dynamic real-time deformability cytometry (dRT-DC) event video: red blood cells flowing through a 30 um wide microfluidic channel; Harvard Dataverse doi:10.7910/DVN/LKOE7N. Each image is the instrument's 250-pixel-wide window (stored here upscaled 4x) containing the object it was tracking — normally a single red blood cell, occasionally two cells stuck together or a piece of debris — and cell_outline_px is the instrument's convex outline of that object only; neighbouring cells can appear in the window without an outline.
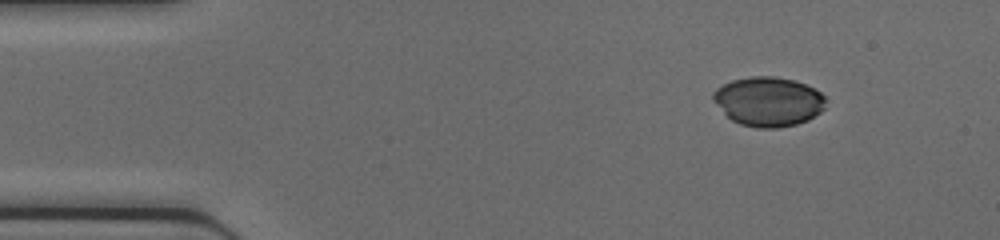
{"species": "common noctule bat (a hibernating species)", "species_latin": "Nyctalus noctula", "temperature_condition": "cold", "stored_images_in_passage": 41, "camera_frame_rate_fps": 3000, "um_per_image_px": 0.085, "animal": {"sex": "female", "body_mass_g": 17.0, "forearm_length_mm": 48.0}, "frame": {"image": 1, "passage_image": 1, "time_ms": 0.0, "image_size_px": [1000, 240], "cell_outline_px": [[824, 108], [820, 112], [808, 120], [796, 124], [776, 128], [756, 128], [740, 124], [732, 120], [712, 100], [712, 92], [716, 88], [732, 80], [752, 76], [772, 76], [792, 80], [804, 84], [820, 92], [824, 96]], "centroid_in_image_um": [65.28, 8.63], "position_along_channel_um": 19.7, "area_um2": 32.19}}